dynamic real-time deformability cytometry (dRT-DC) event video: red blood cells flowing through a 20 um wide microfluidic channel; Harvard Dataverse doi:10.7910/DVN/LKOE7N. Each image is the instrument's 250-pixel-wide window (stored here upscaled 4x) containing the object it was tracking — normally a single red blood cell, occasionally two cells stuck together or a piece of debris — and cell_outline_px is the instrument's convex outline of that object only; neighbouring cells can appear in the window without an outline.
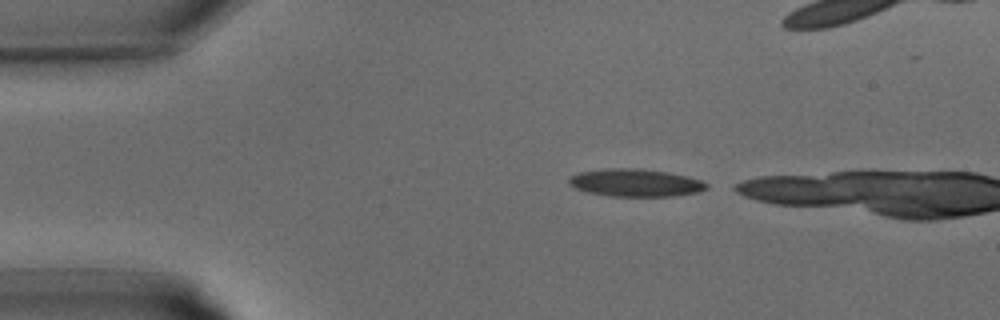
{"species": "common noctule bat (a hibernating species)", "species_latin": "Nyctalus noctula", "temperature_condition": "warm", "stored_images_in_passage": 3, "camera_frame_rate_fps": 3000, "um_per_image_px": 0.085, "animal": {"sex": "male", "body_mass_g": 15.6}, "frame": {"image": 1, "passage_image": 1, "time_ms": 0.0, "image_size_px": [1000, 320], "cell_outline_px": [[708, 188], [700, 192], [672, 196], [612, 196], [588, 192], [576, 188], [568, 184], [568, 180], [572, 176], [580, 172], [604, 168], [640, 168], [668, 172], [688, 176], [700, 180], [708, 184]], "centroid_in_image_um": [54.04, 15.53], "position_along_channel_um": 31.0, "area_um2": 22.2}}